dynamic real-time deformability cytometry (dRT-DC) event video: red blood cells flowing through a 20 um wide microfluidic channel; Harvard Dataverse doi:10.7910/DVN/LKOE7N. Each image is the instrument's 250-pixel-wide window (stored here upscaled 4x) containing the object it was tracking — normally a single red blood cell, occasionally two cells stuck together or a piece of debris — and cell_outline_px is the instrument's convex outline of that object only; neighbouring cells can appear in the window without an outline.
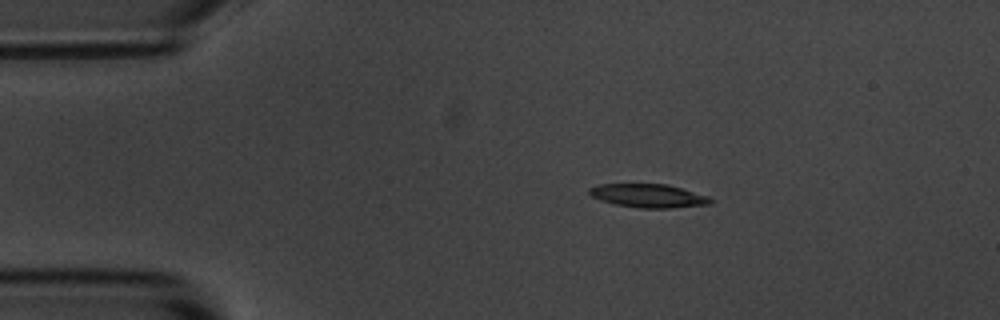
{"species": "common noctule bat (a hibernating species)", "species_latin": "Nyctalus noctula", "temperature_condition": "room temperature", "stored_images_in_passage": 3, "camera_frame_rate_fps": 3000, "um_per_image_px": 0.085, "animal": {"sex": "male", "body_mass_g": 20.1, "forearm_length_mm": 53.5}, "frame": {"image": 1, "passage_image": 2, "time_ms": 1.333, "image_size_px": [1000, 320], "cell_outline_px": [[712, 204], [672, 208], [640, 208], [616, 204], [600, 200], [592, 196], [588, 192], [588, 188], [600, 184], [668, 184], [708, 196], [712, 200]], "centroid_in_image_um": [55.12, 16.64], "position_along_channel_um": 29.9, "area_um2": 16.59}}